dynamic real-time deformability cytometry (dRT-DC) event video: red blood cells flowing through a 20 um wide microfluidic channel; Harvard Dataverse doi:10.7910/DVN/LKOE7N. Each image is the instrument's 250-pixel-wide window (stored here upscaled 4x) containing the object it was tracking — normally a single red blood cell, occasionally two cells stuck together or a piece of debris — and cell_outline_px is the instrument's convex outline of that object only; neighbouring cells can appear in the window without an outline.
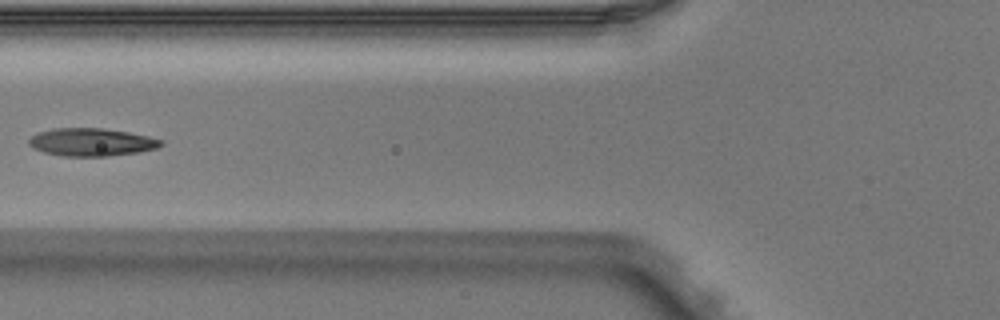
{"species": "Egyptian fruit bat (a non-hibernating species)", "species_latin": "Rousettus aegyptiacus", "temperature_condition": "warm", "stored_images_in_passage": 7, "camera_frame_rate_fps": 3000, "um_per_image_px": 0.085, "animal": {"sex": "male"}, "frame": {"image": 1, "passage_image": 6, "time_ms": 1.667, "image_size_px": [1000, 320], "cell_outline_px": [[164, 144], [156, 148], [140, 152], [108, 156], [64, 156], [44, 152], [32, 148], [28, 144], [28, 140], [36, 132], [52, 128], [104, 128], [128, 132], [148, 136], [164, 140]], "centroid_in_image_um": [7.77, 12.07], "position_along_channel_um": 118.0, "area_um2": 21.62}}
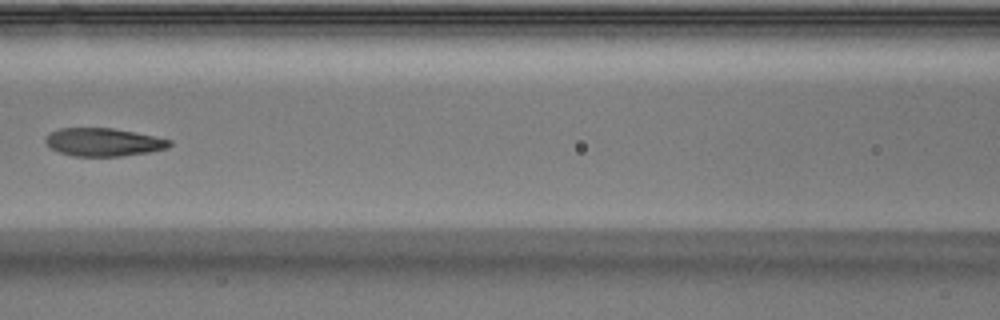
{"frame": {"image": 2, "passage_image": 7, "time_ms": 2.0, "image_size_px": [1000, 320], "cell_outline_px": [[172, 144], [168, 148], [148, 152], [120, 156], [72, 156], [60, 152], [52, 148], [44, 140], [52, 132], [60, 128], [112, 128], [172, 140]], "centroid_in_image_um": [8.81, 12.08], "position_along_channel_um": 157.8, "area_um2": 19.94}}